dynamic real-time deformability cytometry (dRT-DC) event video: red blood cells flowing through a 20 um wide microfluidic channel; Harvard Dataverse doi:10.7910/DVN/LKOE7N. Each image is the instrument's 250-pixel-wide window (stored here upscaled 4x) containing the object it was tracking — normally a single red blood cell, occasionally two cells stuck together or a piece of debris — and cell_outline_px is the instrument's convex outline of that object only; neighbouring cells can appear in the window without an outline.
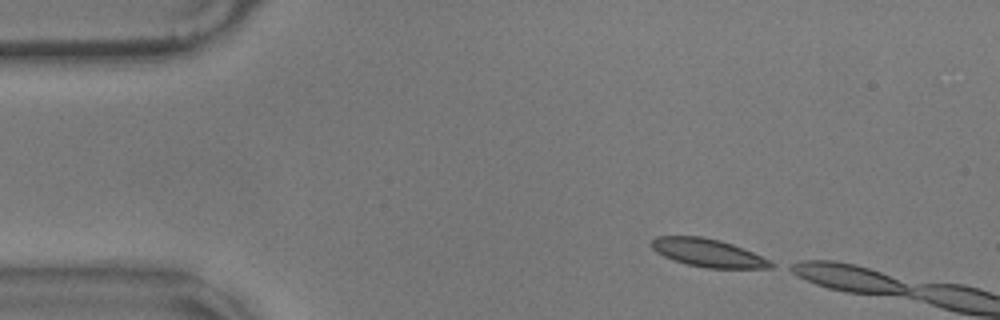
{"species": "common noctule bat (a hibernating species)", "species_latin": "Nyctalus noctula", "temperature_condition": "warm", "stored_images_in_passage": 7, "camera_frame_rate_fps": 3000, "um_per_image_px": 0.085, "animal": {"sex": "male", "body_mass_g": 17.9}, "frame": {"image": 1, "passage_image": 1, "time_ms": 0.0, "image_size_px": [1000, 320], "cell_outline_px": [[776, 264], [772, 268], [708, 268], [688, 264], [664, 256], [656, 252], [648, 244], [656, 236], [700, 236], [720, 240], [732, 244], [752, 252]], "centroid_in_image_um": [60.15, 21.48], "position_along_channel_um": 24.9, "area_um2": 19.31}}